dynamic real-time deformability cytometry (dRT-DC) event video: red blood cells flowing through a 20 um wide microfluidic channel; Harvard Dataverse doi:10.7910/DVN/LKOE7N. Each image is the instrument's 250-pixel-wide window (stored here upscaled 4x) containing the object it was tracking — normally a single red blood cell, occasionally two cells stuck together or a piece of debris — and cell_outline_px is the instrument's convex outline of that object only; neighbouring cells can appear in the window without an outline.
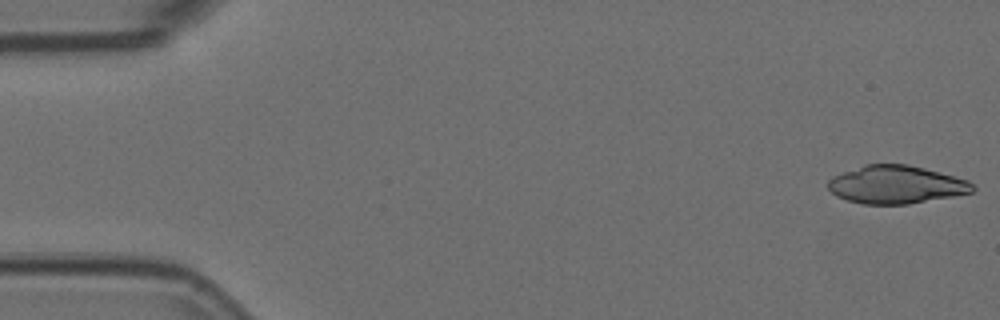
{"species": "Egyptian fruit bat (a non-hibernating species)", "species_latin": "Rousettus aegyptiacus", "temperature_condition": "room temperature", "stored_images_in_passage": 53, "camera_frame_rate_fps": 3000, "um_per_image_px": 0.085, "animal": {"sex": "female"}, "frame": {"image": 1, "passage_image": 1, "time_ms": 0.0, "image_size_px": [1000, 320], "cell_outline_px": [[976, 188], [972, 192], [956, 196], [908, 204], [864, 204], [848, 200], [836, 196], [828, 188], [828, 180], [832, 176], [864, 164], [908, 164], [924, 168], [968, 180]], "centroid_in_image_um": [76.17, 15.69], "position_along_channel_um": 8.8, "area_um2": 32.02}}
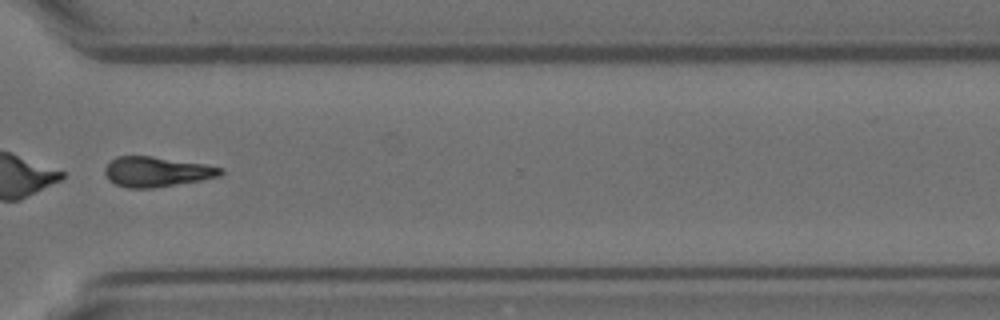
{"frame": {"image": 2, "passage_image": 40, "time_ms": 13.0, "image_size_px": [1000, 320], "cell_outline_px": [[224, 172], [220, 176], [200, 180], [152, 188], [128, 188], [116, 184], [108, 180], [104, 172], [104, 168], [116, 156], [152, 156], [204, 164], [224, 168]], "centroid_in_image_um": [13.3, 14.59], "position_along_channel_um": 357.3, "area_um2": 20.17}}